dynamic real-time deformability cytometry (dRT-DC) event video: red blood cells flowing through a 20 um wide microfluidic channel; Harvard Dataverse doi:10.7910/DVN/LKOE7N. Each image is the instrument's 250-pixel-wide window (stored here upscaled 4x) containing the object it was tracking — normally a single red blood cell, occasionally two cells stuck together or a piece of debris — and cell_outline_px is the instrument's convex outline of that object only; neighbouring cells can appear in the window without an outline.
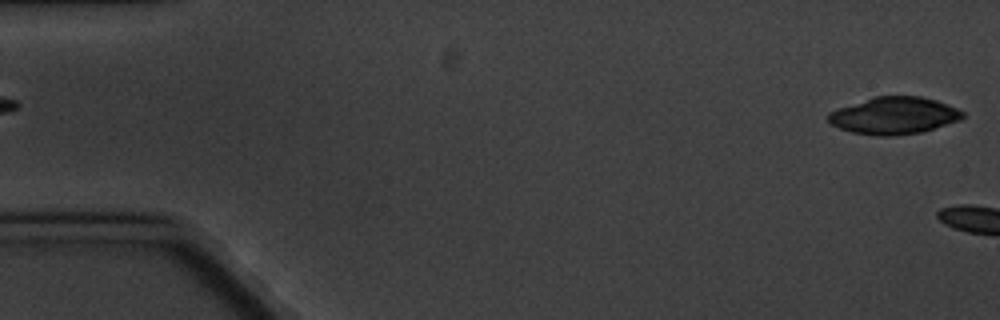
{"species": "common noctule bat (a hibernating species)", "species_latin": "Nyctalus noctula", "temperature_condition": "cold", "stored_images_in_passage": 6, "segment_of_instrument_passage": [2, 2], "camera_frame_rate_fps": 3000, "um_per_image_px": 0.085, "animal": {"sex": "male", "body_mass_g": 20.1, "forearm_length_mm": 53.5}, "frame": {"image": 1, "passage_image": 6, "time_ms": 6.0, "image_size_px": [1000, 320], "cell_outline_px": [[964, 116], [960, 120], [920, 132], [892, 136], [876, 136], [852, 132], [840, 128], [832, 124], [828, 120], [828, 112], [876, 96], [920, 96], [936, 100], [948, 104], [964, 112]], "centroid_in_image_um": [76.01, 9.83], "position_along_channel_um": 9.0, "area_um2": 28.73}}